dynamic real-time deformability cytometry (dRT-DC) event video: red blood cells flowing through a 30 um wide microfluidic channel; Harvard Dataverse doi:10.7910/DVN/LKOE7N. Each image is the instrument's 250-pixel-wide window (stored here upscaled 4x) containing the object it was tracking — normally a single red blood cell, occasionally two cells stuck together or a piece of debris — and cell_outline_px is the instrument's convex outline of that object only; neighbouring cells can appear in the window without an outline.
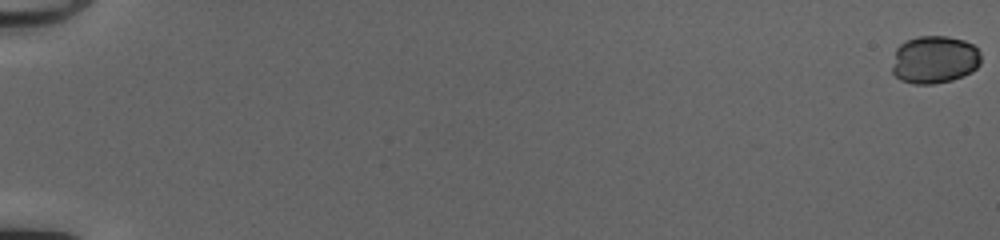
{"species": "common noctule bat (a hibernating species)", "species_latin": "Nyctalus noctula", "temperature_condition": "cold", "stored_images_in_passage": 53, "camera_frame_rate_fps": 3000, "um_per_image_px": 0.085, "animal": {"sex": "female", "body_mass_g": 20.0, "forearm_length_mm": 54.0}, "frame": {"image": 1, "passage_image": 1, "time_ms": 0.0, "image_size_px": [1000, 240], "cell_outline_px": [[980, 64], [972, 72], [952, 80], [932, 84], [912, 84], [900, 80], [892, 72], [892, 68], [896, 48], [900, 44], [908, 40], [920, 36], [948, 36], [964, 40], [972, 44], [980, 52]], "centroid_in_image_um": [79.43, 5.07], "position_along_channel_um": 5.6, "area_um2": 24.8}}
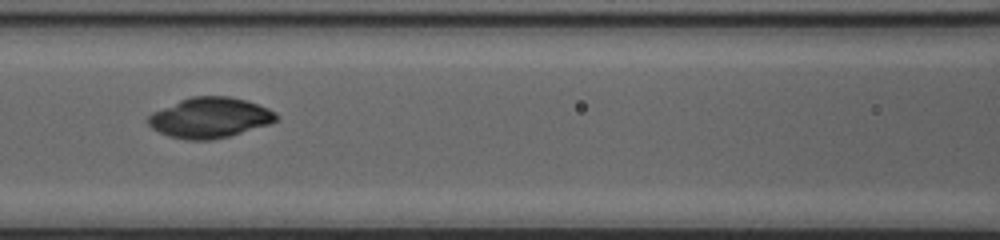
{"frame": {"image": 2, "passage_image": 27, "time_ms": 8.667, "image_size_px": [1000, 240], "cell_outline_px": [[276, 120], [268, 124], [228, 136], [212, 140], [188, 140], [168, 136], [152, 128], [148, 124], [148, 116], [152, 112], [180, 100], [192, 96], [228, 96], [244, 100], [268, 108], [276, 112]], "centroid_in_image_um": [17.8, 10.0], "position_along_channel_um": 148.8, "area_um2": 29.77}}
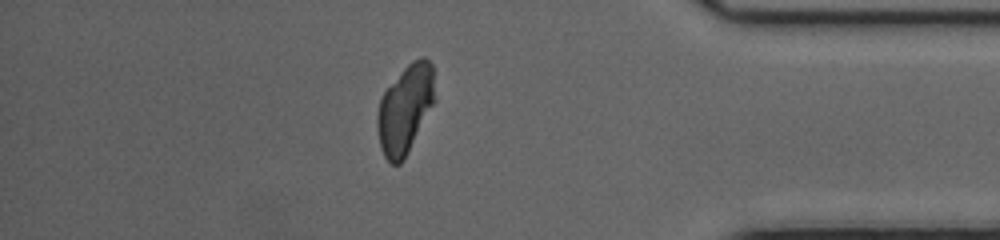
{"frame": {"image": 3, "passage_image": 47, "time_ms": 15.333, "image_size_px": [1000, 240], "cell_outline_px": [[436, 100], [404, 160], [400, 164], [392, 164], [384, 156], [380, 148], [376, 124], [376, 116], [380, 100], [384, 92], [404, 68], [412, 60], [420, 56], [424, 56], [432, 64]], "centroid_in_image_um": [34.45, 9.28], "position_along_channel_um": 400.8, "area_um2": 29.82}, "authors_computed_cell_mechanics": {"area_um2": 29.3046, "velocity_mm_per_s": 4.1393, "shape_relaxation_time_tau1_ms": 7.6808, "shape_relaxation_time_tau2_ms": null, "deformation_change_tau1": 0.0219, "deformation_change_tau2": null}}